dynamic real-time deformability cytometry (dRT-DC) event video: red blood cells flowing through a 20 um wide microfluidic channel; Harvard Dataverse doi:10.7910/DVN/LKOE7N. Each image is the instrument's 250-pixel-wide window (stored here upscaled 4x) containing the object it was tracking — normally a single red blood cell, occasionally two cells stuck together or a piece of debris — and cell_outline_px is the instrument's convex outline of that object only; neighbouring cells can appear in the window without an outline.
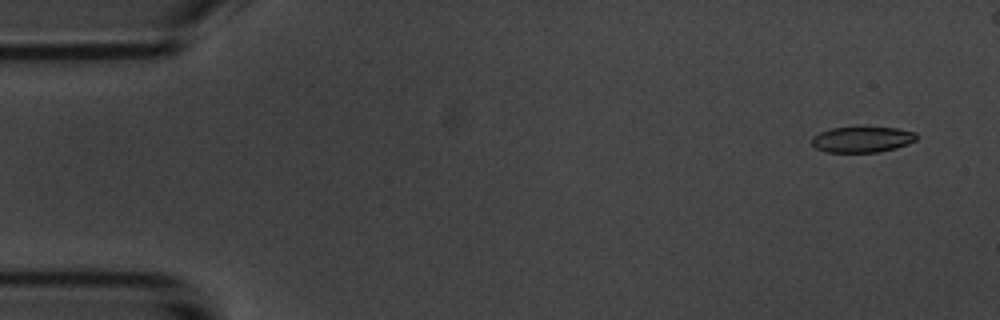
{"species": "common noctule bat (a hibernating species)", "species_latin": "Nyctalus noctula", "temperature_condition": "room temperature", "stored_images_in_passage": 9, "camera_frame_rate_fps": 3000, "um_per_image_px": 0.085, "animal": {"sex": "male", "body_mass_g": 20.1, "forearm_length_mm": 53.5}, "frame": {"image": 1, "passage_image": 1, "time_ms": 0.0, "image_size_px": [1000, 320], "cell_outline_px": [[916, 140], [908, 144], [896, 148], [880, 152], [824, 152], [816, 148], [812, 144], [812, 136], [820, 132], [832, 128], [896, 128], [916, 132]], "centroid_in_image_um": [73.28, 11.87], "position_along_channel_um": 11.7, "area_um2": 15.61}}
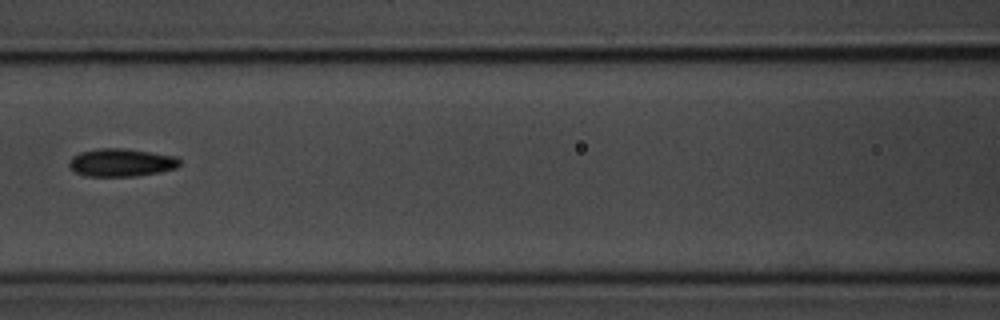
{"frame": {"image": 2, "passage_image": 6, "time_ms": 7.0, "image_size_px": [1000, 320], "cell_outline_px": [[180, 164], [176, 168], [160, 172], [136, 176], [84, 176], [76, 172], [68, 164], [72, 156], [80, 152], [100, 148], [124, 148], [176, 156], [180, 160]], "centroid_in_image_um": [10.31, 13.81], "position_along_channel_um": 156.3, "area_um2": 17.98}}
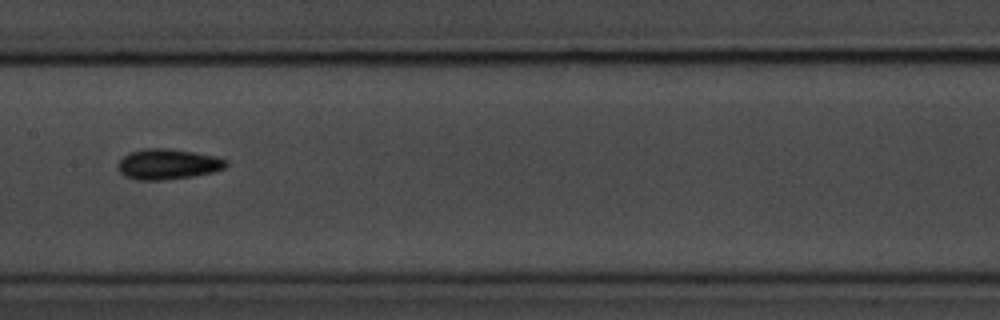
{"frame": {"image": 3, "passage_image": 7, "time_ms": 8.0, "image_size_px": [1000, 320], "cell_outline_px": [[228, 164], [224, 168], [212, 172], [192, 176], [160, 180], [136, 180], [124, 176], [116, 168], [116, 164], [128, 152], [144, 148], [168, 148], [216, 156], [228, 160]], "centroid_in_image_um": [14.22, 13.95], "position_along_channel_um": 193.2, "area_um2": 19.31}}